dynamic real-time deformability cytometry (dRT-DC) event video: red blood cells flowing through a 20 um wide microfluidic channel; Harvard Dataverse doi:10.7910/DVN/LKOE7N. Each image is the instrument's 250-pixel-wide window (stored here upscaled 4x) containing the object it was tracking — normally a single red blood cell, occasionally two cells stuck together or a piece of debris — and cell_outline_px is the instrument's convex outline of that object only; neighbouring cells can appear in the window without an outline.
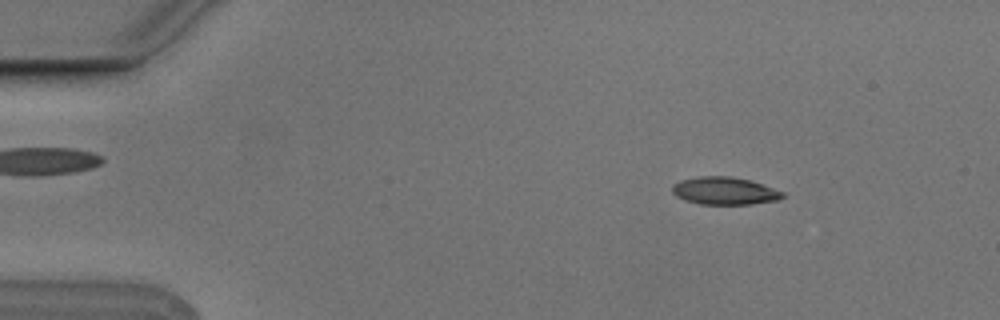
{"species": "Egyptian fruit bat (a non-hibernating species)", "species_latin": "Rousettus aegyptiacus", "temperature_condition": "cold", "stored_images_in_passage": 3, "camera_frame_rate_fps": 3000, "um_per_image_px": 0.085, "animal": {"sex": "male"}, "frame": {"image": 1, "passage_image": 1, "time_ms": 0.0, "image_size_px": [1000, 320], "cell_outline_px": [[784, 196], [780, 200], [752, 204], [700, 204], [684, 200], [676, 196], [672, 192], [672, 184], [680, 180], [700, 176], [728, 176], [748, 180], [784, 192]], "centroid_in_image_um": [61.56, 16.23], "position_along_channel_um": 23.4, "area_um2": 17.69}}